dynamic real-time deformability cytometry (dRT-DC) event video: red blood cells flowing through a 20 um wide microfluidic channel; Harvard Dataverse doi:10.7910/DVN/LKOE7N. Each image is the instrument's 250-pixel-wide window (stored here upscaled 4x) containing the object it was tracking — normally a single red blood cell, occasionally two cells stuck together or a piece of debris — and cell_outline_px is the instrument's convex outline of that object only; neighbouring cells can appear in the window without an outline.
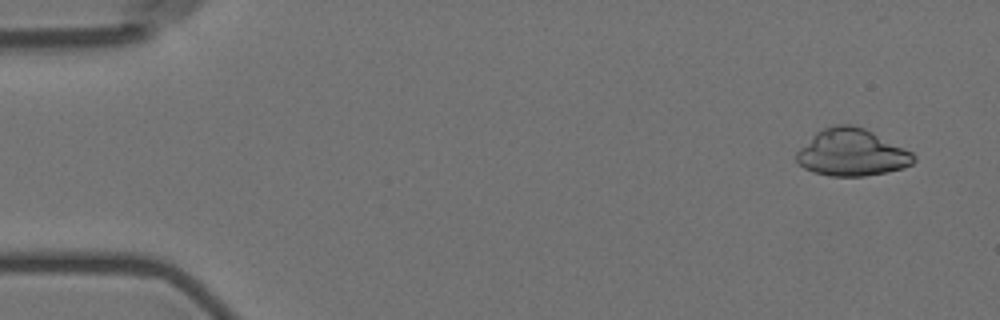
{"species": "Egyptian fruit bat (a non-hibernating species)", "species_latin": "Rousettus aegyptiacus", "temperature_condition": "room temperature", "stored_images_in_passage": 6, "camera_frame_rate_fps": 3000, "um_per_image_px": 0.085, "animal": {"sex": "female"}, "frame": {"image": 1, "passage_image": 1, "time_ms": 0.0, "image_size_px": [1000, 320], "cell_outline_px": [[916, 160], [912, 164], [904, 168], [888, 172], [864, 176], [832, 176], [812, 172], [804, 168], [796, 160], [796, 152], [816, 132], [824, 128], [836, 124], [852, 124], [864, 128], [912, 152], [916, 156]], "centroid_in_image_um": [72.41, 12.98], "position_along_channel_um": 12.6, "area_um2": 32.02}}